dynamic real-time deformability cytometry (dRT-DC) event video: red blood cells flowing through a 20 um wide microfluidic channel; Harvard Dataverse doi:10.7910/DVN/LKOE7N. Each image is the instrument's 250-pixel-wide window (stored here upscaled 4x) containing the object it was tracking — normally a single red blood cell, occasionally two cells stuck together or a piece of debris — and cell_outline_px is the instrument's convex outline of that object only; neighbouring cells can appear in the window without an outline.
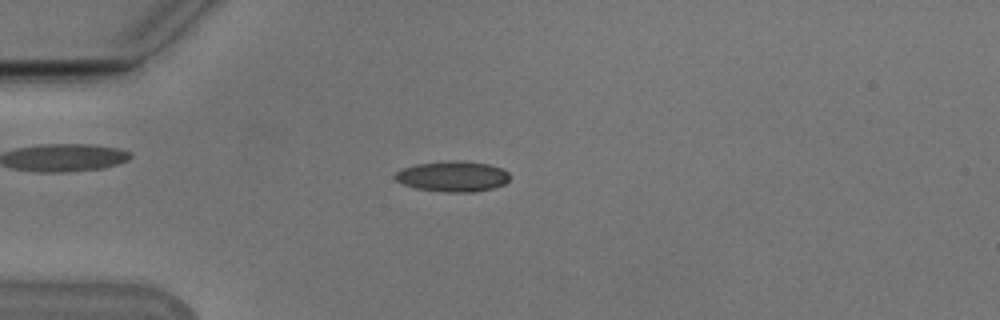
{"species": "Egyptian fruit bat (a non-hibernating species)", "species_latin": "Rousettus aegyptiacus", "temperature_condition": "cold", "stored_images_in_passage": 54, "camera_frame_rate_fps": 3000, "um_per_image_px": 0.085, "animal": {"sex": "male"}, "frame": {"image": 1, "passage_image": 14, "time_ms": 4.333, "image_size_px": [1000, 320], "cell_outline_px": [[508, 180], [504, 184], [492, 188], [472, 192], [444, 192], [416, 188], [404, 184], [396, 180], [392, 176], [400, 168], [416, 164], [444, 160], [460, 160], [488, 164], [500, 168], [508, 172]], "centroid_in_image_um": [38.43, 14.98], "position_along_channel_um": 46.6, "area_um2": 20.52}}
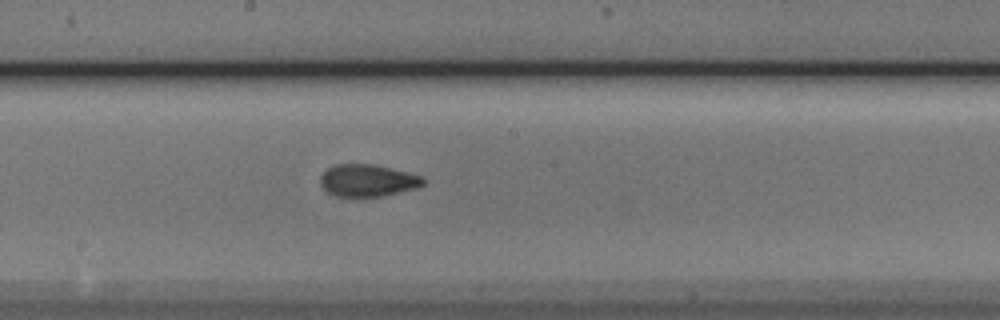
{"frame": {"image": 2, "passage_image": 29, "time_ms": 9.333, "image_size_px": [1000, 320], "cell_outline_px": [[424, 184], [420, 188], [384, 196], [356, 200], [336, 196], [328, 192], [320, 184], [320, 176], [328, 168], [336, 164], [372, 164], [420, 176], [424, 180]], "centroid_in_image_um": [31.22, 15.4], "position_along_channel_um": 217.0, "area_um2": 19.77}}
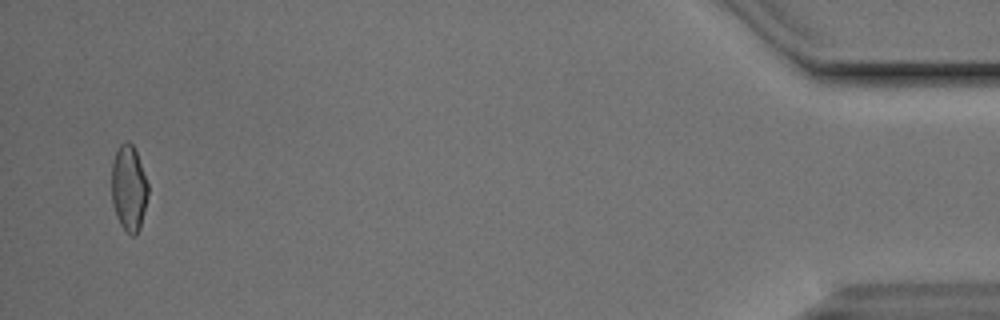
{"frame": {"image": 3, "passage_image": 52, "time_ms": 17.0, "image_size_px": [1000, 320], "cell_outline_px": [[148, 192], [140, 228], [136, 236], [132, 236], [120, 224], [116, 216], [112, 204], [112, 164], [116, 152], [120, 144], [124, 140], [128, 140], [132, 144], [136, 152], [148, 184]], "centroid_in_image_um": [10.94, 15.99], "position_along_channel_um": 424.3, "area_um2": 18.09}, "authors_computed_cell_mechanics": {"area_um2": 18.8428, "velocity_mm_per_s": 3.7857, "shape_relaxation_time_tau1_ms": 2.7379, "shape_relaxation_time_tau2_ms": 2.6704, "deformation_change_tau1": 0.0922, "deformation_change_tau2": 0.0886}}